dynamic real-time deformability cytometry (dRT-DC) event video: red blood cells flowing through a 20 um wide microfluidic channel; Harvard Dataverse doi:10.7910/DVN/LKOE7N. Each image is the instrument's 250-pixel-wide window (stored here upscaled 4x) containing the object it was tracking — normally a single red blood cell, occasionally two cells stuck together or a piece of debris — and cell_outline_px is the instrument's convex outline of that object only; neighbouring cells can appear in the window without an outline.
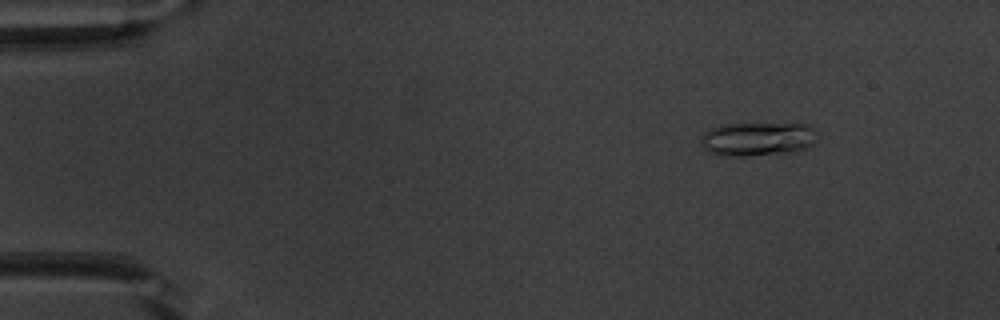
{"species": "common noctule bat (a hibernating species)", "species_latin": "Nyctalus noctula", "temperature_condition": "warm", "stored_images_in_passage": 52, "camera_frame_rate_fps": 3000, "um_per_image_px": 0.085, "animal": {"sex": "male", "body_mass_g": 20.1, "forearm_length_mm": 53.5}, "frame": {"image": 1, "passage_image": 7, "time_ms": 2.0, "image_size_px": [1000, 320], "cell_outline_px": [[820, 136], [812, 144], [804, 148], [788, 152], [748, 156], [720, 156], [704, 148], [700, 140], [704, 132], [720, 124], [808, 124]], "centroid_in_image_um": [64.39, 11.81], "position_along_channel_um": 20.6, "area_um2": 22.83}}
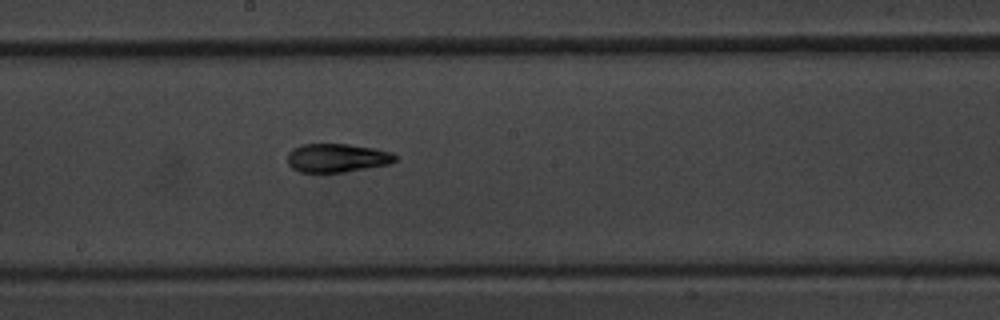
{"frame": {"image": 2, "passage_image": 29, "time_ms": 9.333, "image_size_px": [1000, 320], "cell_outline_px": [[396, 160], [388, 164], [344, 172], [300, 172], [292, 168], [288, 164], [288, 152], [292, 148], [300, 144], [348, 144], [372, 148], [392, 152], [396, 156]], "centroid_in_image_um": [28.6, 13.42], "position_along_channel_um": 219.6, "area_um2": 17.92}}
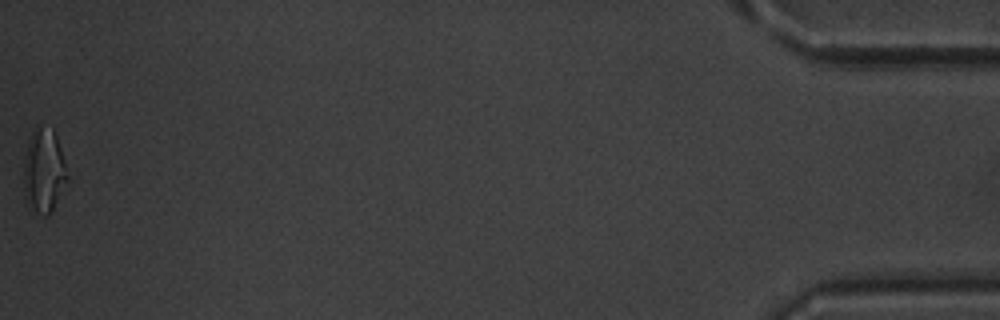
{"frame": {"image": 3, "passage_image": 52, "time_ms": 17.0, "image_size_px": [1000, 320], "cell_outline_px": [[68, 180], [48, 216], [44, 216], [28, 212], [24, 200], [24, 160], [28, 144], [32, 132], [36, 124], [52, 128], [56, 136], [60, 148], [68, 176]], "centroid_in_image_um": [3.69, 14.58], "position_along_channel_um": 431.5, "area_um2": 21.62}, "authors_computed_cell_mechanics": {"area_um2": 18.5538, "velocity_mm_per_s": 3.9707, "shape_relaxation_time_tau1_ms": 4.5387, "shape_relaxation_time_tau2_ms": 3.3797, "deformation_change_tau1": 0.1805, "deformation_change_tau2": 0.1174}}